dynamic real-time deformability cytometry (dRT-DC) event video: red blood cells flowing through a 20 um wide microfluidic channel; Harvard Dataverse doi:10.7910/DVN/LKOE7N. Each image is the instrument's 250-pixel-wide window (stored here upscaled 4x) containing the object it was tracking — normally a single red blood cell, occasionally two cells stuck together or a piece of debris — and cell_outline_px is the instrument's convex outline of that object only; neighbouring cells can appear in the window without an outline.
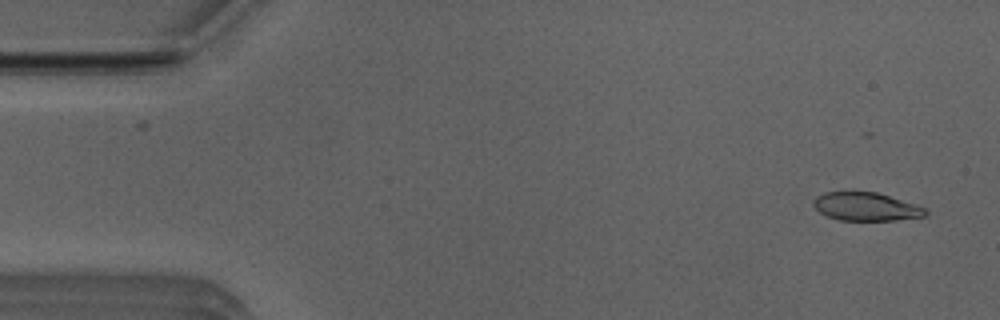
{"species": "Egyptian fruit bat (a non-hibernating species)", "species_latin": "Rousettus aegyptiacus", "temperature_condition": "room temperature", "stored_images_in_passage": 53, "camera_frame_rate_fps": 3000, "um_per_image_px": 0.085, "animal": {"sex": "male"}, "frame": {"image": 1, "passage_image": 3, "time_ms": 0.667, "image_size_px": [1000, 320], "cell_outline_px": [[928, 212], [924, 216], [896, 220], [840, 220], [828, 216], [820, 212], [812, 204], [812, 200], [816, 196], [824, 192], [876, 192], [916, 204], [924, 208]], "centroid_in_image_um": [73.59, 17.56], "position_along_channel_um": 11.4, "area_um2": 18.32}}
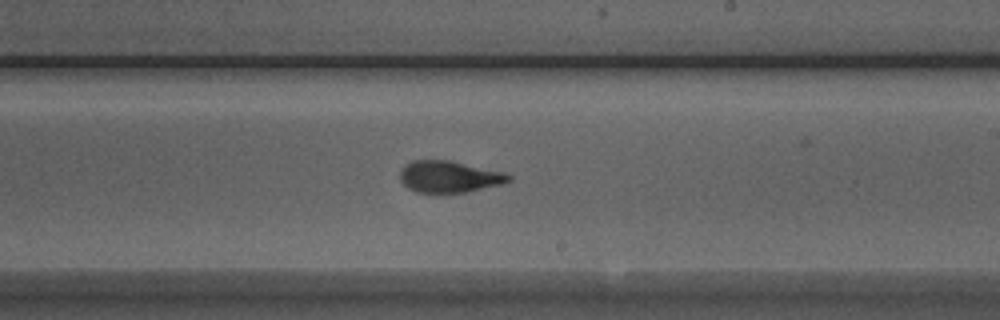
{"frame": {"image": 2, "passage_image": 30, "time_ms": 9.667, "image_size_px": [1000, 320], "cell_outline_px": [[512, 180], [504, 184], [468, 192], [416, 192], [408, 188], [400, 180], [400, 168], [404, 164], [412, 160], [448, 160], [504, 172], [512, 176]], "centroid_in_image_um": [38.19, 15.01], "position_along_channel_um": 250.8, "area_um2": 20.17}}
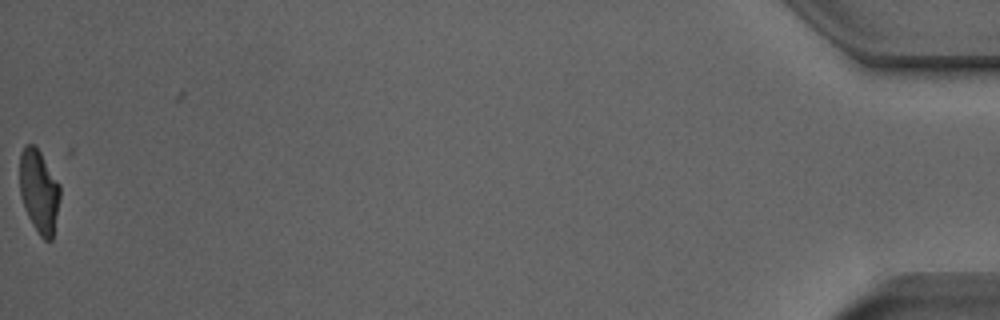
{"frame": {"image": 3, "passage_image": 52, "time_ms": 17.0, "image_size_px": [1000, 320], "cell_outline_px": [[60, 200], [52, 240], [44, 240], [40, 236], [32, 224], [28, 216], [20, 196], [20, 152], [28, 144], [32, 144], [40, 152], [60, 184]], "centroid_in_image_um": [3.33, 16.28], "position_along_channel_um": 431.9, "area_um2": 19.48}}